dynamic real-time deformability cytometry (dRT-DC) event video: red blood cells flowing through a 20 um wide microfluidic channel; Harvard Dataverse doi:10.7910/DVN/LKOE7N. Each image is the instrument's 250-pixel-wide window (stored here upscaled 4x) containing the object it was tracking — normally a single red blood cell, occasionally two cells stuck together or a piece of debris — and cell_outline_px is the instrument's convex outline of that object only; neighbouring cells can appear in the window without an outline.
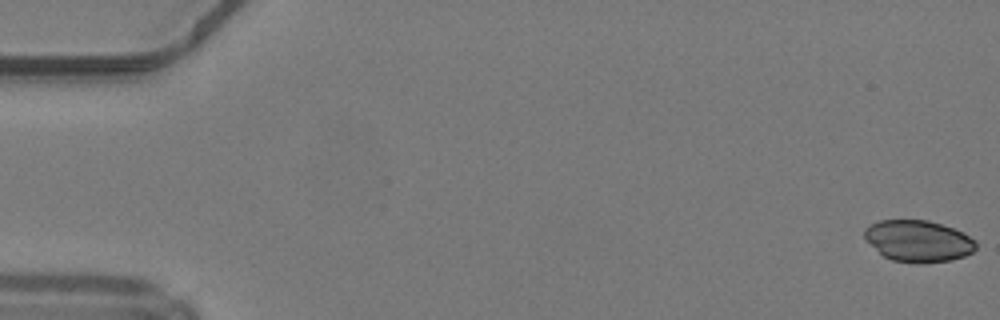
{"species": "common noctule bat (a hibernating species)", "species_latin": "Nyctalus noctula", "temperature_condition": "warm", "stored_images_in_passage": 16, "camera_frame_rate_fps": 3000, "um_per_image_px": 0.085, "animal": {"sex": "male", "body_mass_g": 19.2, "forearm_length_mm": 51.8}, "frame": {"image": 1, "passage_image": 1, "time_ms": 0.0, "image_size_px": [1000, 320], "cell_outline_px": [[972, 240], [968, 252], [960, 256], [944, 260], [900, 260], [888, 256], [892, 220], [916, 220], [936, 224], [948, 228]], "centroid_in_image_um": [78.66, 20.53], "position_along_channel_um": 6.3, "area_um2": 19.36}}